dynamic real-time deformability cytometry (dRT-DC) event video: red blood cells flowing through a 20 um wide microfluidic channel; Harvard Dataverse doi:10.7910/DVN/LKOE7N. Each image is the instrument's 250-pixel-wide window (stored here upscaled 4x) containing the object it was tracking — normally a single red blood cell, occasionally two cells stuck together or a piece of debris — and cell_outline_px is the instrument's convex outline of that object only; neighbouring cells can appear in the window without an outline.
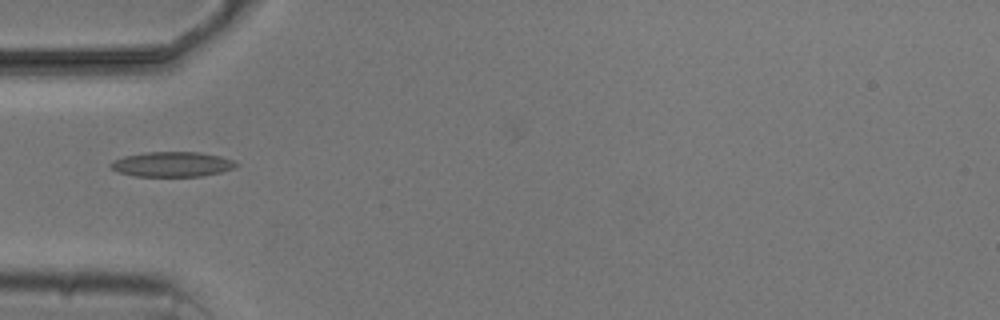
{"species": "common noctule bat (a hibernating species)", "species_latin": "Nyctalus noctula", "temperature_condition": "cold", "stored_images_in_passage": 3, "camera_frame_rate_fps": 3000, "um_per_image_px": 0.085, "animal": {"sex": "male", "body_mass_g": 20.5, "forearm_length_mm": 52.5}, "frame": {"image": 1, "passage_image": 3, "time_ms": 3.333, "image_size_px": [1000, 320], "cell_outline_px": [[240, 164], [232, 168], [220, 172], [200, 176], [136, 176], [120, 172], [112, 168], [108, 164], [112, 160], [124, 156], [148, 152], [200, 152], [220, 156], [232, 160]], "centroid_in_image_um": [14.62, 13.95], "position_along_channel_um": 70.4, "area_um2": 18.09}}